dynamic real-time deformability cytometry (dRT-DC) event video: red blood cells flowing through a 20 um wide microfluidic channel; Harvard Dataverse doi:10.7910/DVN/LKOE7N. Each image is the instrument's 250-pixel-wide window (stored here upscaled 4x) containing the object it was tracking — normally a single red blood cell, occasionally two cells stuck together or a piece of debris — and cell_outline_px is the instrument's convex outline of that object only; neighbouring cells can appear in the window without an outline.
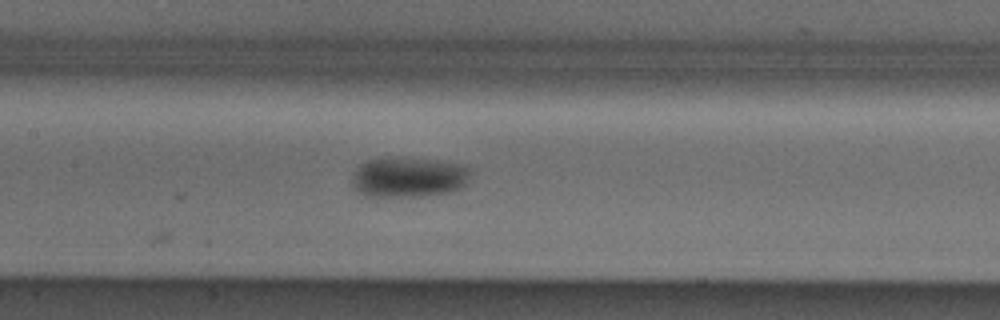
{"species": "Egyptian fruit bat (a non-hibernating species)", "species_latin": "Rousettus aegyptiacus", "temperature_condition": "cold", "stored_images_in_passage": 6, "camera_frame_rate_fps": 3000, "um_per_image_px": 0.085, "animal": {"sex": "male"}, "frame": {"image": 1, "passage_image": 6, "time_ms": 1.667, "image_size_px": [1000, 320], "cell_outline_px": [[472, 168], [464, 188], [448, 192], [428, 196], [364, 196], [356, 192], [352, 188], [352, 172], [360, 164], [368, 160], [384, 156], [400, 156], [436, 160], [460, 164]], "centroid_in_image_um": [34.69, 15.04], "position_along_channel_um": 172.7, "area_um2": 28.67}}